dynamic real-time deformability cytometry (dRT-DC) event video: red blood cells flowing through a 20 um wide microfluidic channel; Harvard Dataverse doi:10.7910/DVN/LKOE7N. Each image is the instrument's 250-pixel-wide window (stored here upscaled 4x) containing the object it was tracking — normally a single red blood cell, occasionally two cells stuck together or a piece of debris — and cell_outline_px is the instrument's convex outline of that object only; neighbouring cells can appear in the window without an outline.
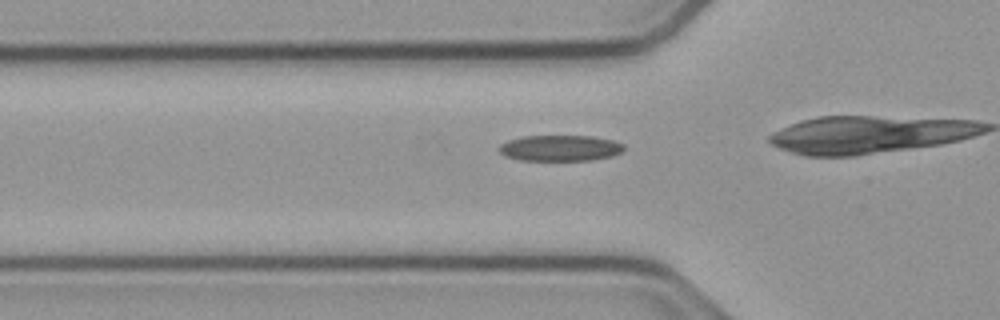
{"species": "common noctule bat (a hibernating species)", "species_latin": "Nyctalus noctula", "temperature_condition": "cold", "stored_images_in_passage": 18, "camera_frame_rate_fps": 3000, "um_per_image_px": 0.085, "animal": {"sex": "male", "body_mass_g": 23.1, "forearm_length_mm": 52.7}, "frame": {"image": 1, "passage_image": 13, "time_ms": 4.0, "image_size_px": [1000, 320], "cell_outline_px": [[624, 148], [620, 152], [612, 156], [592, 160], [520, 160], [504, 156], [496, 148], [500, 144], [508, 140], [524, 136], [592, 136], [612, 140], [624, 144]], "centroid_in_image_um": [47.57, 12.58], "position_along_channel_um": 78.2, "area_um2": 18.9}}
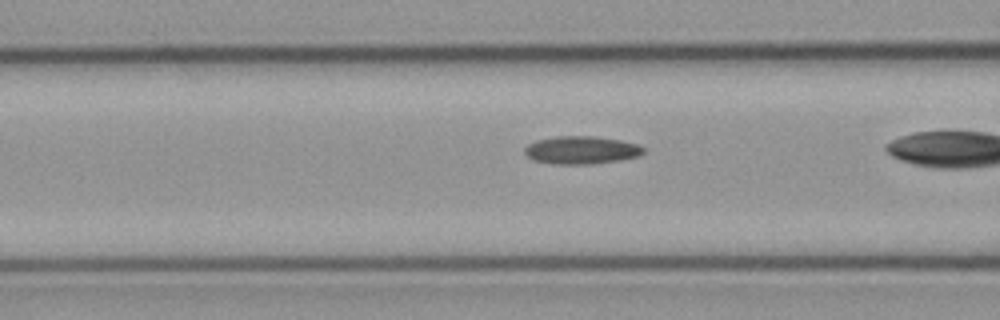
{"frame": {"image": 2, "passage_image": 16, "time_ms": 5.0, "image_size_px": [1000, 320], "cell_outline_px": [[644, 152], [640, 156], [620, 160], [592, 164], [552, 164], [532, 160], [524, 152], [524, 148], [528, 144], [536, 140], [556, 136], [596, 136], [620, 140], [636, 144], [644, 148]], "centroid_in_image_um": [49.4, 12.76], "position_along_channel_um": 117.2, "area_um2": 19.42}}